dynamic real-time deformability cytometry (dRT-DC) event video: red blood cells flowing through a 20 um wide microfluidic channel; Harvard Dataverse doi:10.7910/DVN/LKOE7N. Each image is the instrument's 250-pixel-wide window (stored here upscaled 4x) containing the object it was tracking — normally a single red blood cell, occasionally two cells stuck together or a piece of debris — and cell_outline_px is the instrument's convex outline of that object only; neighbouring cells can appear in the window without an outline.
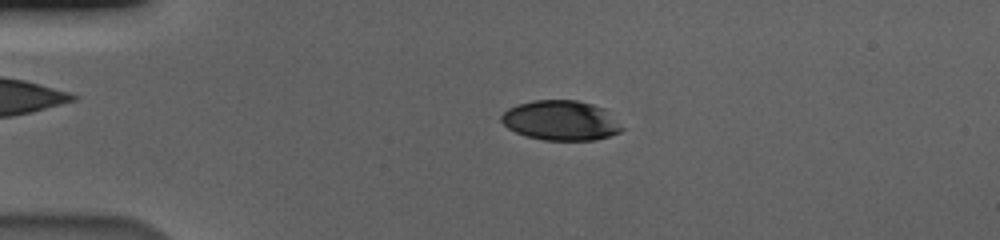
{"species": "human", "species_latin": "Homo sapiens", "temperature_condition": "cold", "stored_images_in_passage": 58, "camera_frame_rate_fps": 3000, "um_per_image_px": 0.085, "donor": {"sex": "male"}, "frame": {"image": 1, "passage_image": 14, "time_ms": 4.333, "image_size_px": [1000, 240], "cell_outline_px": [[624, 128], [620, 132], [596, 140], [544, 140], [528, 136], [516, 132], [508, 128], [500, 120], [500, 116], [508, 108], [516, 104], [532, 100], [576, 100], [592, 104], [604, 108]], "centroid_in_image_um": [47.65, 10.23], "position_along_channel_um": 37.3, "area_um2": 27.98}}
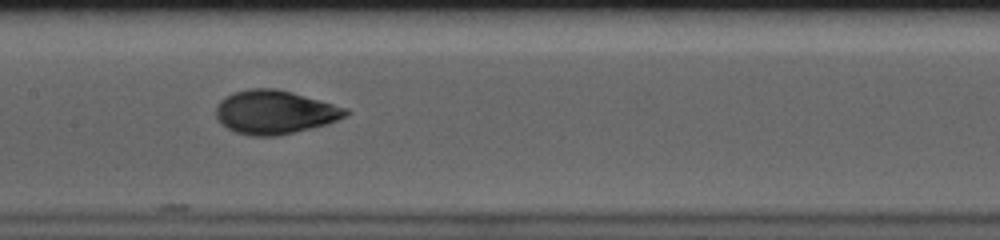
{"frame": {"image": 2, "passage_image": 30, "time_ms": 9.667, "image_size_px": [1000, 240], "cell_outline_px": [[352, 112], [348, 116], [328, 124], [280, 136], [252, 136], [236, 132], [220, 124], [216, 116], [216, 108], [220, 100], [232, 92], [248, 88], [276, 88], [292, 92], [348, 108]], "centroid_in_image_um": [23.38, 9.53], "position_along_channel_um": 184.0, "area_um2": 33.41}}
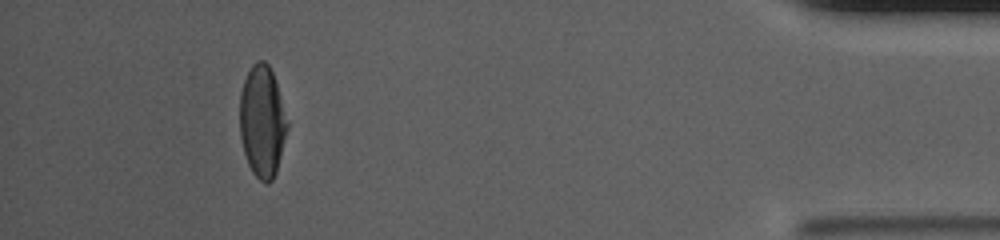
{"frame": {"image": 3, "passage_image": 54, "time_ms": 17.667, "image_size_px": [1000, 240], "cell_outline_px": [[288, 128], [276, 172], [272, 180], [268, 184], [264, 184], [252, 172], [248, 164], [244, 152], [240, 136], [240, 92], [244, 80], [252, 64], [256, 60], [264, 60], [268, 64], [272, 72], [276, 84], [288, 124]], "centroid_in_image_um": [22.27, 10.33], "position_along_channel_um": 412.9, "area_um2": 30.75}, "authors_computed_cell_mechanics": {"area_um2": 31.4721, "velocity_mm_per_s": 3.5877, "shape_relaxation_time_tau1_ms": 5.6833, "shape_relaxation_time_tau2_ms": 0.9437, "deformation_change_tau1": 0.2102, "deformation_change_tau2": 0.0528}}